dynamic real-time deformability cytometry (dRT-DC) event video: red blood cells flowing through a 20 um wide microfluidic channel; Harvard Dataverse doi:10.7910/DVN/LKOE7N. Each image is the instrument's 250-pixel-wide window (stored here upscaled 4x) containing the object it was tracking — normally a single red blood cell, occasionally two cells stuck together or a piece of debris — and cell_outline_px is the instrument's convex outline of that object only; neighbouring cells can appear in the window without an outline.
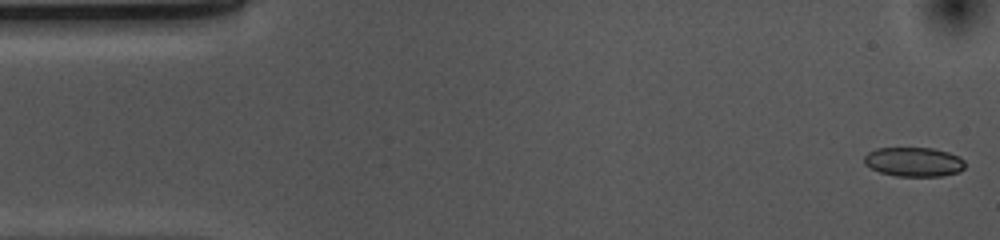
{"species": "common noctule bat (a hibernating species)", "species_latin": "Nyctalus noctula", "temperature_condition": "cold", "stored_images_in_passage": 53, "camera_frame_rate_fps": 3000, "um_per_image_px": 0.085, "animal": {"sex": "female", "body_mass_g": 10.0, "forearm_length_mm": 53.1}, "frame": {"image": 1, "passage_image": 1, "time_ms": 0.0, "image_size_px": [1000, 240], "cell_outline_px": [[964, 168], [960, 172], [940, 176], [896, 176], [880, 172], [864, 164], [864, 156], [868, 152], [876, 148], [932, 148], [948, 152], [960, 156], [964, 160]], "centroid_in_image_um": [77.68, 13.76], "position_along_channel_um": 7.3, "area_um2": 17.28}}
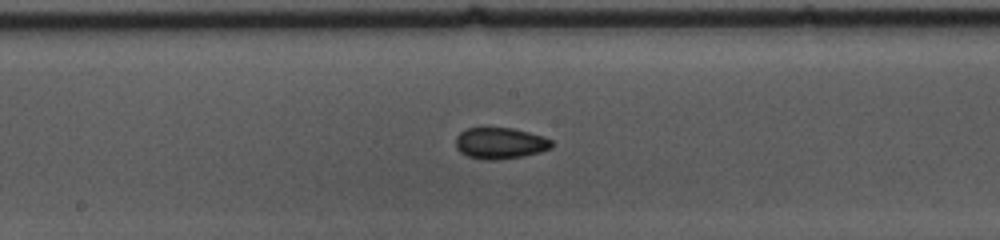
{"frame": {"image": 2, "passage_image": 26, "time_ms": 8.333, "image_size_px": [1000, 240], "cell_outline_px": [[556, 144], [552, 148], [540, 152], [524, 156], [496, 160], [484, 160], [468, 156], [460, 152], [456, 148], [456, 136], [460, 132], [468, 128], [512, 128], [544, 136], [552, 140]], "centroid_in_image_um": [42.55, 12.18], "position_along_channel_um": 205.7, "area_um2": 17.69}}
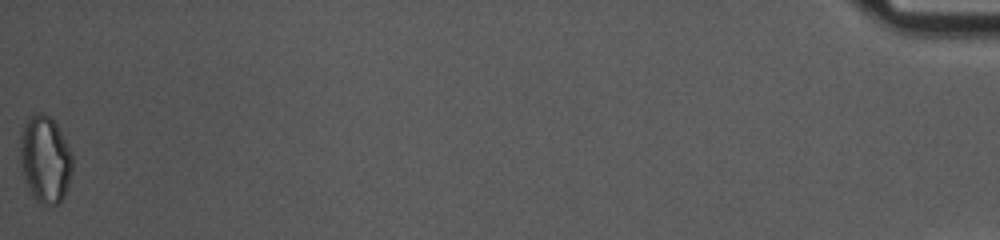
{"frame": {"image": 3, "passage_image": 53, "time_ms": 17.333, "image_size_px": [1000, 240], "cell_outline_px": [[72, 172], [64, 196], [60, 204], [40, 204], [32, 196], [28, 188], [20, 164], [20, 132], [28, 116], [36, 112], [44, 112], [56, 124], [72, 152]], "centroid_in_image_um": [3.82, 13.53], "position_along_channel_um": 431.4, "area_um2": 26.76}, "authors_computed_cell_mechanics": {"area_um2": 17.7446, "velocity_mm_per_s": 3.6839, "shape_relaxation_time_tau1_ms": 5.7261, "shape_relaxation_time_tau2_ms": 7.5835, "deformation_change_tau1": 0.101, "deformation_change_tau2": 0.1171}}